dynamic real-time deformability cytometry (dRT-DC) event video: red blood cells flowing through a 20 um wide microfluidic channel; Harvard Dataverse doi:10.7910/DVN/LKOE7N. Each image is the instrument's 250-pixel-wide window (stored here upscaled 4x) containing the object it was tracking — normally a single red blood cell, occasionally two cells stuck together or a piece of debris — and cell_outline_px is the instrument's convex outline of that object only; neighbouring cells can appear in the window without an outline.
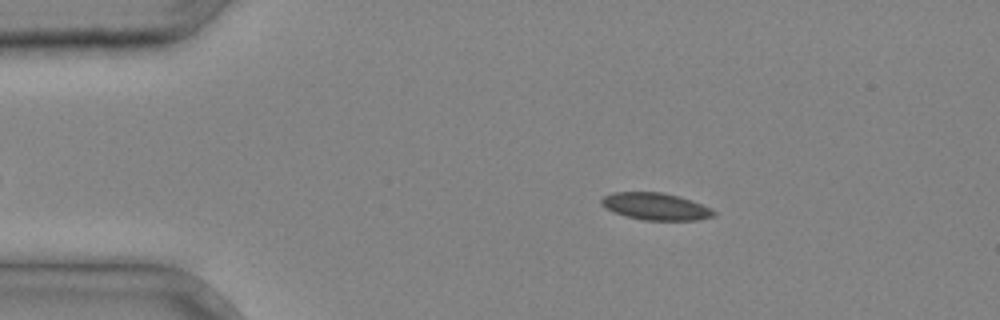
{"species": "common noctule bat (a hibernating species)", "species_latin": "Nyctalus noctula", "temperature_condition": "cold", "stored_images_in_passage": 34, "camera_frame_rate_fps": 3000, "um_per_image_px": 0.085, "animal": {"sex": "male", "body_mass_g": 20.4}, "frame": {"image": 1, "passage_image": 4, "time_ms": 1.0, "image_size_px": [1000, 320], "cell_outline_px": [[716, 216], [696, 220], [644, 220], [612, 212], [600, 204], [600, 200], [604, 196], [616, 192], [660, 192], [680, 196], [692, 200], [712, 208], [716, 212]], "centroid_in_image_um": [55.76, 17.54], "position_along_channel_um": 29.2, "area_um2": 17.8}}
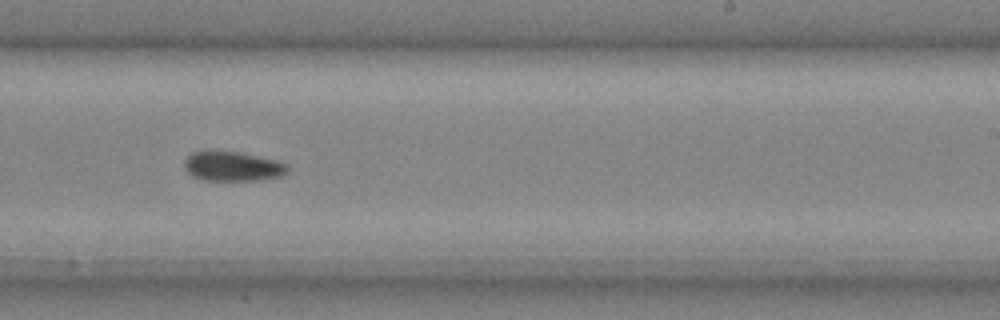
{"frame": {"image": 2, "passage_image": 21, "time_ms": 6.667, "image_size_px": [1000, 320], "cell_outline_px": [[288, 172], [284, 176], [260, 180], [200, 180], [192, 176], [184, 168], [184, 160], [192, 152], [240, 152], [280, 160], [288, 164]], "centroid_in_image_um": [19.84, 14.15], "position_along_channel_um": 269.2, "area_um2": 17.98}}
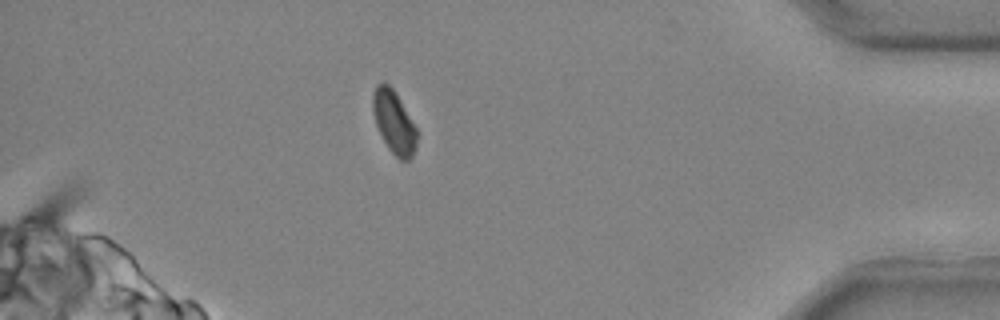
{"frame": {"image": 3, "passage_image": 31, "time_ms": 10.0, "image_size_px": [1000, 320], "cell_outline_px": [[416, 148], [412, 156], [408, 160], [400, 160], [388, 148], [376, 124], [372, 112], [372, 96], [376, 84], [384, 80], [396, 92], [416, 128]], "centroid_in_image_um": [33.46, 10.33], "position_along_channel_um": 401.7, "area_um2": 16.07}}